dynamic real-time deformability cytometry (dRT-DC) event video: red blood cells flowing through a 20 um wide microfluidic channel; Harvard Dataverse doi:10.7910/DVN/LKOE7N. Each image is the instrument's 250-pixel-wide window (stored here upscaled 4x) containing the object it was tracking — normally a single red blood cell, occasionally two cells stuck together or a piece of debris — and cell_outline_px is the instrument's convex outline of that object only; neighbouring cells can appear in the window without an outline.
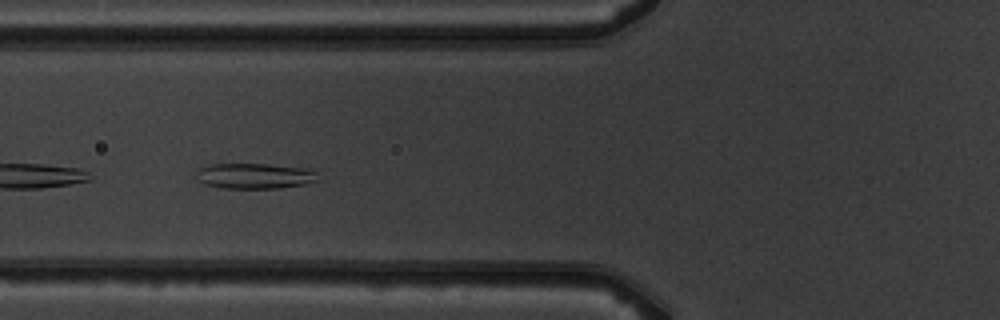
{"species": "common noctule bat (a hibernating species)", "species_latin": "Nyctalus noctula", "temperature_condition": "warm", "stored_images_in_passage": 7, "camera_frame_rate_fps": 3000, "um_per_image_px": 0.085, "animal": {"sex": "male", "body_mass_g": 19.5, "forearm_length_mm": 54.6}, "frame": {"image": 1, "passage_image": 4, "time_ms": 3.667, "image_size_px": [1000, 320], "cell_outline_px": [[320, 180], [304, 184], [280, 188], [224, 188], [208, 184], [196, 180], [196, 172], [200, 168], [208, 164], [268, 164], [308, 168], [316, 172]], "centroid_in_image_um": [21.67, 14.95], "position_along_channel_um": 104.1, "area_um2": 18.15}}
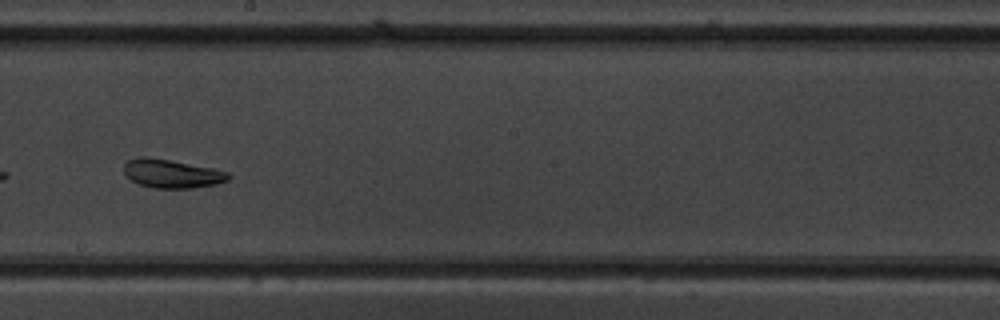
{"frame": {"image": 2, "passage_image": 7, "time_ms": 7.0, "image_size_px": [1000, 320], "cell_outline_px": [[232, 176], [228, 180], [216, 184], [192, 188], [156, 188], [140, 184], [132, 180], [124, 172], [124, 164], [128, 160], [140, 156], [144, 156], [168, 160], [212, 168], [228, 172]], "centroid_in_image_um": [14.62, 14.76], "position_along_channel_um": 233.6, "area_um2": 17.17}}